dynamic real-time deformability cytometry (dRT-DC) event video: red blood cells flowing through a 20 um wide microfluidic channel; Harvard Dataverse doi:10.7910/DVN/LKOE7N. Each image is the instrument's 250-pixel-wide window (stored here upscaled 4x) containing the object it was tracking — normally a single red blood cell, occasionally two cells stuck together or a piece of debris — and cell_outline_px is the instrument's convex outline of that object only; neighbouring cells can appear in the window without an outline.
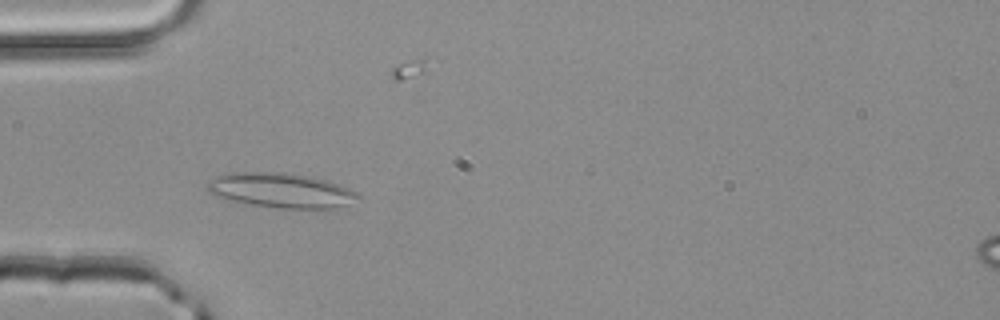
{"species": "common noctule bat (a hibernating species)", "species_latin": "Nyctalus noctula", "temperature_condition": "room temperature", "stored_images_in_passage": 34, "camera_frame_rate_fps": 3000, "um_per_image_px": 0.085, "animal": {"sex": "male", "body_mass_g": 20.4}, "frame": {"image": 1, "passage_image": 8, "time_ms": 2.333, "image_size_px": [1000, 320], "cell_outline_px": [[360, 196], [336, 208], [280, 208], [224, 200], [208, 192], [208, 180], [224, 172], [284, 172], [308, 176], [328, 180], [348, 188], [356, 192]], "centroid_in_image_um": [23.79, 16.16], "position_along_channel_um": 61.2, "area_um2": 30.4}}
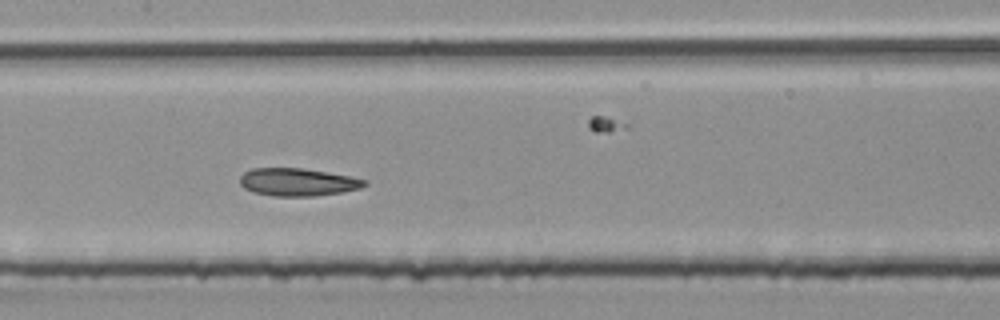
{"frame": {"image": 2, "passage_image": 17, "time_ms": 5.333, "image_size_px": [1000, 320], "cell_outline_px": [[368, 184], [360, 188], [340, 192], [316, 196], [272, 196], [252, 192], [244, 188], [240, 184], [240, 176], [244, 172], [252, 168], [300, 168], [348, 176], [368, 180]], "centroid_in_image_um": [25.27, 15.48], "position_along_channel_um": 182.1, "area_um2": 20.06}}
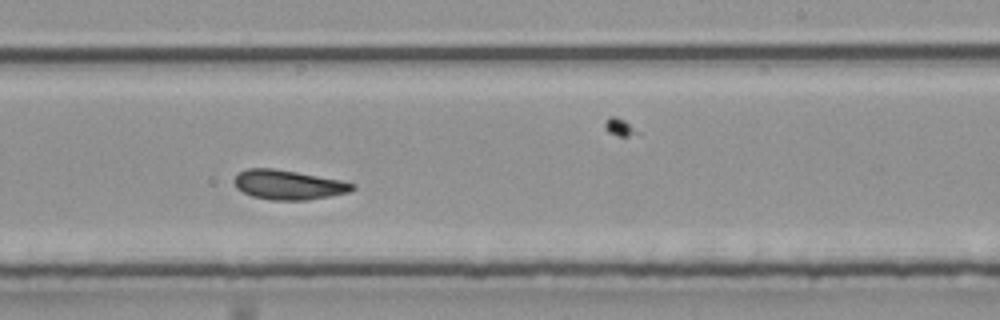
{"frame": {"image": 3, "passage_image": 23, "time_ms": 7.333, "image_size_px": [1000, 320], "cell_outline_px": [[356, 188], [348, 192], [328, 196], [304, 200], [268, 200], [252, 196], [236, 188], [232, 180], [236, 172], [248, 168], [272, 168], [296, 172], [340, 180], [356, 184]], "centroid_in_image_um": [24.44, 15.7], "position_along_channel_um": 264.6, "area_um2": 20.35}, "authors_computed_cell_mechanics": {"area_um2": 20.3456, "velocity_mm_per_s": 4.1338, "shape_relaxation_time_tau1_ms": 8.3957, "shape_relaxation_time_tau2_ms": 2.7053, "deformation_change_tau1": 0.1361, "deformation_change_tau2": 0.0902}}